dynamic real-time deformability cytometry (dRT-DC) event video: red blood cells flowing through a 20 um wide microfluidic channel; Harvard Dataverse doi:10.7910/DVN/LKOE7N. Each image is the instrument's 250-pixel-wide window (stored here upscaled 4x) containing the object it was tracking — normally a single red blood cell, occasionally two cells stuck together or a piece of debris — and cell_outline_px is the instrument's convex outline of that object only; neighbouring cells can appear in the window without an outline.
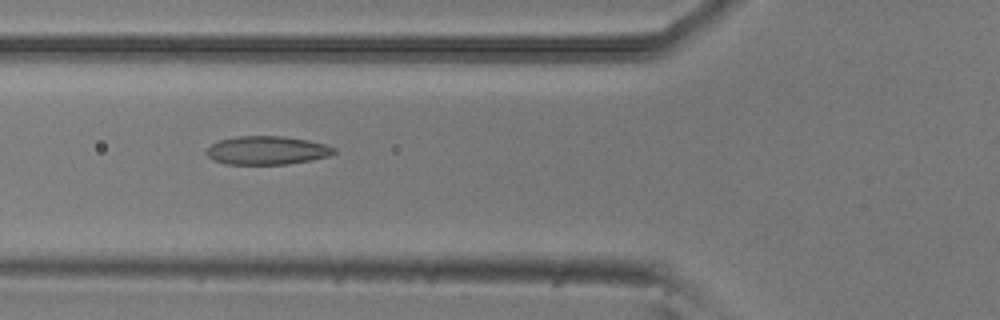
{"species": "common noctule bat (a hibernating species)", "species_latin": "Nyctalus noctula", "temperature_condition": "room temperature", "stored_images_in_passage": 4, "camera_frame_rate_fps": 3000, "um_per_image_px": 0.085, "animal": {"sex": "male", "body_mass_g": 20.5, "forearm_length_mm": 52.5}, "frame": {"image": 1, "passage_image": 2, "time_ms": 0.333, "image_size_px": [1000, 320], "cell_outline_px": [[336, 152], [328, 156], [312, 160], [288, 164], [224, 164], [212, 160], [204, 152], [212, 144], [220, 140], [236, 136], [284, 136], [308, 140], [324, 144], [336, 148]], "centroid_in_image_um": [22.68, 12.78], "position_along_channel_um": 103.1, "area_um2": 21.27}}
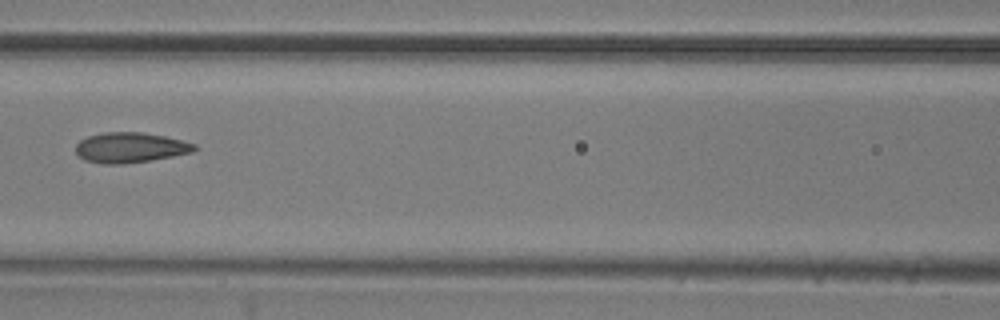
{"frame": {"image": 2, "passage_image": 3, "time_ms": 0.667, "image_size_px": [1000, 320], "cell_outline_px": [[196, 148], [192, 152], [172, 156], [124, 164], [104, 164], [84, 160], [76, 152], [76, 144], [80, 140], [88, 136], [104, 132], [140, 132], [164, 136], [196, 144]], "centroid_in_image_um": [11.04, 12.54], "position_along_channel_um": 155.6, "area_um2": 20.69}}
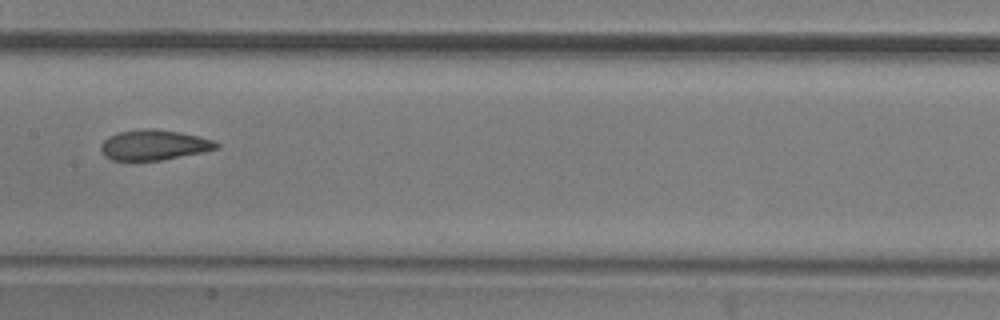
{"frame": {"image": 3, "passage_image": 4, "time_ms": 1.0, "image_size_px": [1000, 320], "cell_outline_px": [[220, 148], [160, 160], [112, 160], [104, 156], [100, 148], [100, 144], [108, 136], [120, 132], [140, 128], [156, 128], [180, 132], [212, 140], [220, 144]], "centroid_in_image_um": [13.04, 12.31], "position_along_channel_um": 194.4, "area_um2": 20.29}}